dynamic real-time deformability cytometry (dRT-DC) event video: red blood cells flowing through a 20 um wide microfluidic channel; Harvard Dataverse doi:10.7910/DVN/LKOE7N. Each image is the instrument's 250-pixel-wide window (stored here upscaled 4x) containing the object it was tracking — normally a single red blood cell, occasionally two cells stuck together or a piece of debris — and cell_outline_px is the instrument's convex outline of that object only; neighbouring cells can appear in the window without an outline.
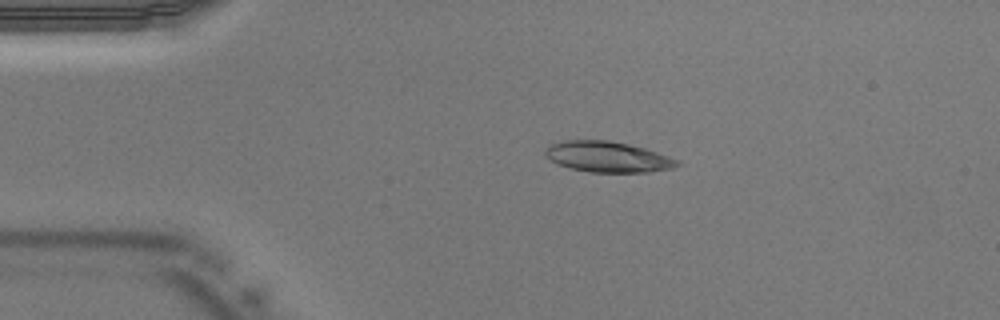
{"species": "Egyptian fruit bat (a non-hibernating species)", "species_latin": "Rousettus aegyptiacus", "temperature_condition": "warm", "stored_images_in_passage": 41, "camera_frame_rate_fps": 3000, "um_per_image_px": 0.085, "animal": {"sex": "male"}, "frame": {"image": 1, "passage_image": 8, "time_ms": 2.333, "image_size_px": [1000, 320], "cell_outline_px": [[680, 164], [672, 168], [648, 172], [588, 172], [556, 164], [544, 156], [544, 148], [548, 144], [560, 140], [608, 140], [628, 144], [644, 148], [680, 160]], "centroid_in_image_um": [51.58, 13.32], "position_along_channel_um": 33.4, "area_um2": 23.81}}
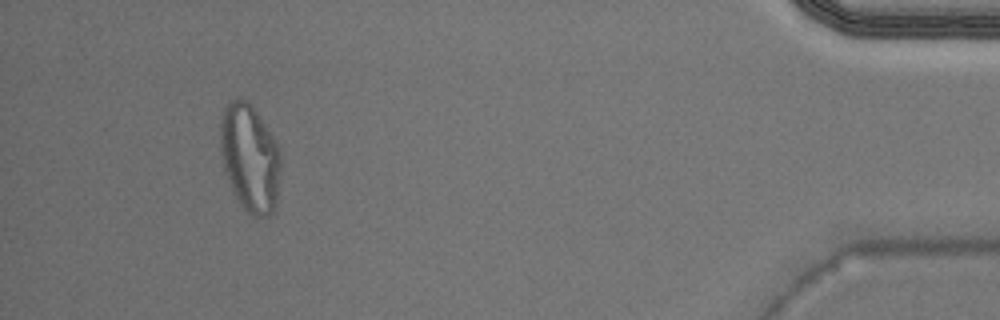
{"frame": {"image": 2, "passage_image": 38, "time_ms": 12.333, "image_size_px": [1000, 320], "cell_outline_px": [[280, 164], [276, 212], [268, 216], [252, 216], [240, 204], [232, 192], [220, 156], [220, 120], [224, 108], [232, 100], [248, 100], [252, 104], [276, 140], [280, 148]], "centroid_in_image_um": [21.25, 13.44], "position_along_channel_um": 414.0, "area_um2": 38.38}}